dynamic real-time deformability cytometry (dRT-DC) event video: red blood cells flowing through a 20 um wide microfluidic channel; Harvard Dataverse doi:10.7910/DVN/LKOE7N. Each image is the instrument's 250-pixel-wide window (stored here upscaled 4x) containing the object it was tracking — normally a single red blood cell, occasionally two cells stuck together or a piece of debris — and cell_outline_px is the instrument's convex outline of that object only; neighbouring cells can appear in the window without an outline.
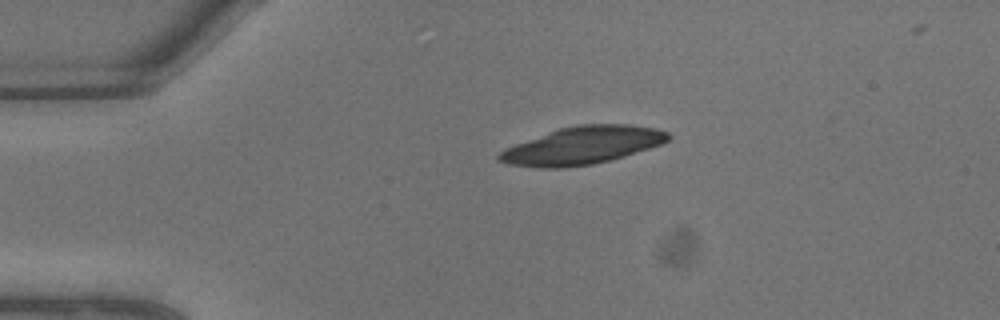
{"species": "common noctule bat (a hibernating species)", "species_latin": "Nyctalus noctula", "temperature_condition": "warm", "stored_images_in_passage": 4, "camera_frame_rate_fps": 3000, "um_per_image_px": 0.085, "animal": {"sex": "male", "body_mass_g": 13.3}, "frame": {"image": 1, "passage_image": 1, "time_ms": 0.0, "image_size_px": [1000, 320], "cell_outline_px": [[672, 136], [668, 140], [660, 144], [624, 156], [592, 164], [564, 168], [536, 168], [508, 164], [496, 160], [496, 156], [504, 148], [560, 128], [576, 124], [628, 124], [656, 128], [668, 132]], "centroid_in_image_um": [49.47, 12.37], "position_along_channel_um": 35.5, "area_um2": 36.99}}